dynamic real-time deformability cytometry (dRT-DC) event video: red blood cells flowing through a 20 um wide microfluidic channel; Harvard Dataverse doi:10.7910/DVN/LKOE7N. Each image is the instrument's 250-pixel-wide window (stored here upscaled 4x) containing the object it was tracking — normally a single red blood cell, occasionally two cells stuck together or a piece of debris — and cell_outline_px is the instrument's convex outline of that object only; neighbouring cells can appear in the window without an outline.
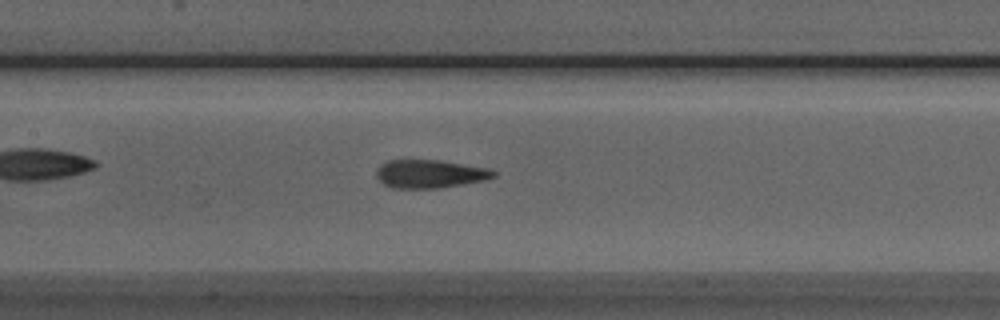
{"species": "Egyptian fruit bat (a non-hibernating species)", "species_latin": "Rousettus aegyptiacus", "temperature_condition": "room temperature", "stored_images_in_passage": 44, "camera_frame_rate_fps": 3000, "um_per_image_px": 0.085, "animal": {"sex": "male"}, "frame": {"image": 1, "passage_image": 16, "time_ms": 5.0, "image_size_px": [1000, 320], "cell_outline_px": [[496, 176], [484, 180], [464, 184], [440, 188], [392, 188], [384, 184], [376, 176], [376, 168], [380, 164], [388, 160], [440, 160], [488, 168], [496, 172]], "centroid_in_image_um": [36.52, 14.78], "position_along_channel_um": 170.9, "area_um2": 19.36}}
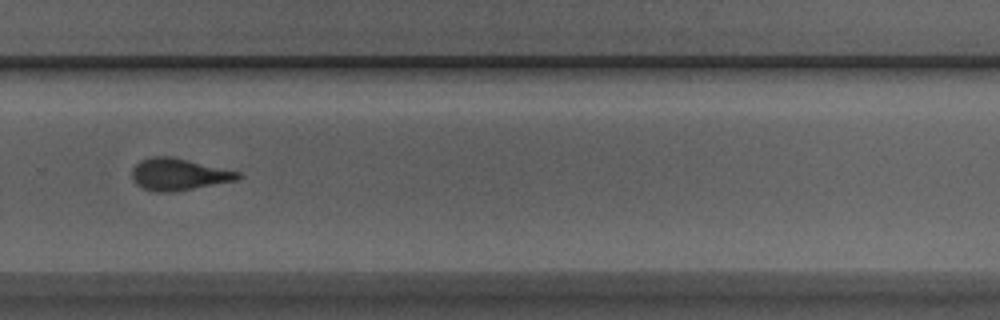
{"frame": {"image": 2, "passage_image": 27, "time_ms": 8.667, "image_size_px": [1000, 320], "cell_outline_px": [[244, 176], [236, 180], [176, 192], [156, 192], [144, 188], [136, 184], [132, 180], [132, 168], [140, 160], [152, 156], [172, 156], [240, 172]], "centroid_in_image_um": [15.18, 14.82], "position_along_channel_um": 314.6, "area_um2": 19.83}}
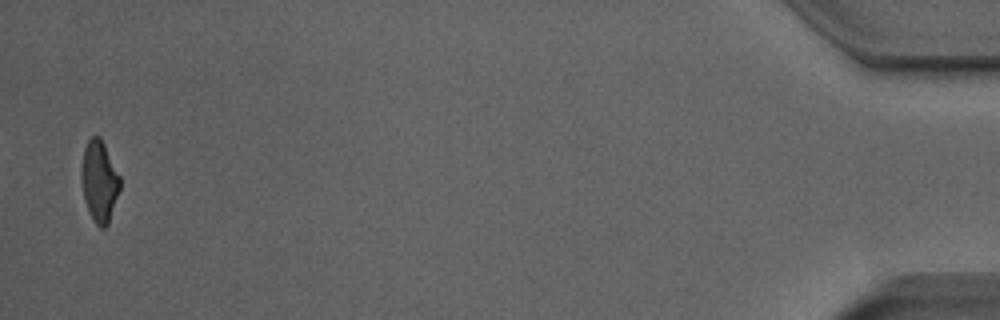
{"frame": {"image": 3, "passage_image": 43, "time_ms": 14.0, "image_size_px": [1000, 320], "cell_outline_px": [[120, 188], [108, 224], [104, 228], [100, 228], [96, 224], [84, 200], [84, 148], [88, 140], [92, 136], [100, 136], [120, 176]], "centroid_in_image_um": [8.5, 15.41], "position_along_channel_um": 426.7, "area_um2": 17.34}, "authors_computed_cell_mechanics": {"area_um2": 19.5653, "velocity_mm_per_s": 3.9303, "shape_relaxation_time_tau1_ms": 5.177, "shape_relaxation_time_tau2_ms": 1.3787, "deformation_change_tau1": 0.1734, "deformation_change_tau2": 0.1038}}